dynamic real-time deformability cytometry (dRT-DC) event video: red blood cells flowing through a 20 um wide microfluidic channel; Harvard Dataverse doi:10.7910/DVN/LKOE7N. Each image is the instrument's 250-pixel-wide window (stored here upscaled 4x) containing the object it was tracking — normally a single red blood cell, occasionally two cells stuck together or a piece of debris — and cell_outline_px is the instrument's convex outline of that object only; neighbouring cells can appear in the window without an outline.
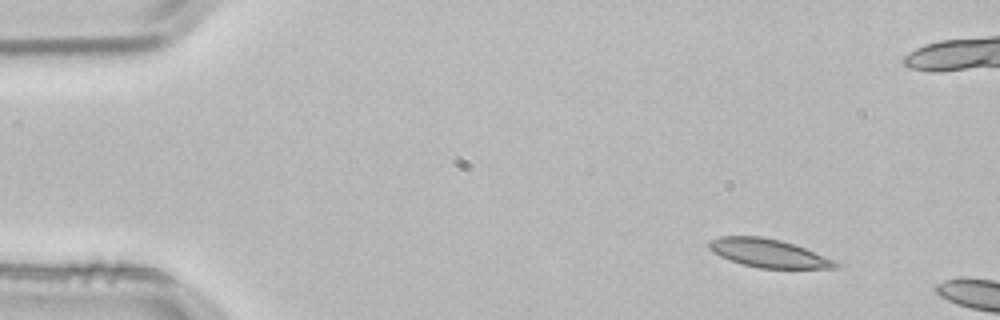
{"species": "common noctule bat (a hibernating species)", "species_latin": "Nyctalus noctula", "temperature_condition": "room temperature", "stored_images_in_passage": 4, "camera_frame_rate_fps": 3000, "um_per_image_px": 0.085, "animal": {"sex": "male", "body_mass_g": 21.5, "forearm_length_mm": 52.0}, "frame": {"image": 1, "passage_image": 1, "time_ms": 0.0, "image_size_px": [1000, 320], "cell_outline_px": [[844, 264], [840, 268], [760, 268], [744, 264], [720, 256], [712, 252], [708, 248], [708, 240], [720, 236], [760, 236], [780, 240], [804, 248]], "centroid_in_image_um": [65.32, 21.52], "position_along_channel_um": 19.7, "area_um2": 20.81}}